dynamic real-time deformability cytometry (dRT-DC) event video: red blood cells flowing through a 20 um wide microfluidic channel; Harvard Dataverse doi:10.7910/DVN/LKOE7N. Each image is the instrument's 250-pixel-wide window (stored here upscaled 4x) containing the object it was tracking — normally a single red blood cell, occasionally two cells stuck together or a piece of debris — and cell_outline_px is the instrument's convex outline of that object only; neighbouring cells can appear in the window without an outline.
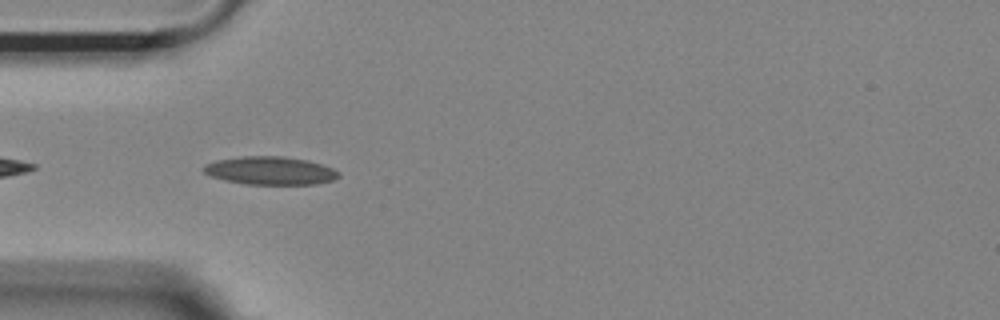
{"species": "Egyptian fruit bat (a non-hibernating species)", "species_latin": "Rousettus aegyptiacus", "temperature_condition": "room temperature", "stored_images_in_passage": 20, "camera_frame_rate_fps": 3000, "um_per_image_px": 0.085, "animal": {"sex": "female"}, "frame": {"image": 1, "passage_image": 2, "time_ms": 0.333, "image_size_px": [1000, 320], "cell_outline_px": [[340, 176], [332, 180], [316, 184], [244, 184], [224, 180], [212, 176], [204, 172], [204, 164], [216, 160], [244, 156], [284, 156], [308, 160], [332, 168], [340, 172]], "centroid_in_image_um": [22.98, 14.5], "position_along_channel_um": 62.0, "area_um2": 22.08}}
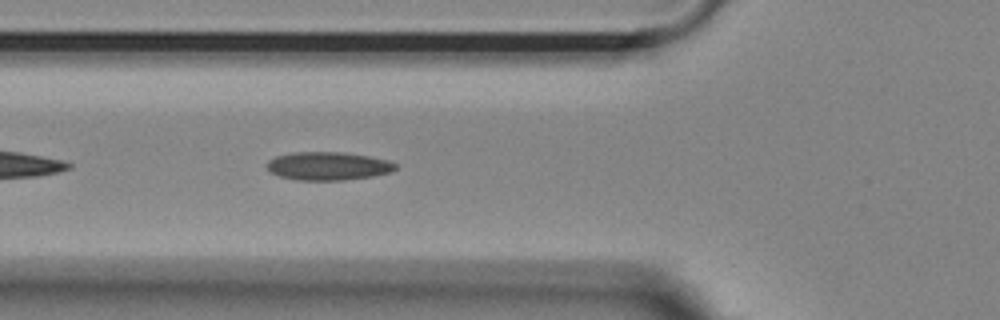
{"frame": {"image": 2, "passage_image": 5, "time_ms": 1.333, "image_size_px": [1000, 320], "cell_outline_px": [[396, 168], [392, 172], [372, 176], [344, 180], [296, 180], [280, 176], [272, 172], [268, 168], [268, 160], [276, 156], [292, 152], [344, 152], [368, 156], [388, 160], [396, 164]], "centroid_in_image_um": [27.9, 14.11], "position_along_channel_um": 97.9, "area_um2": 21.1}}
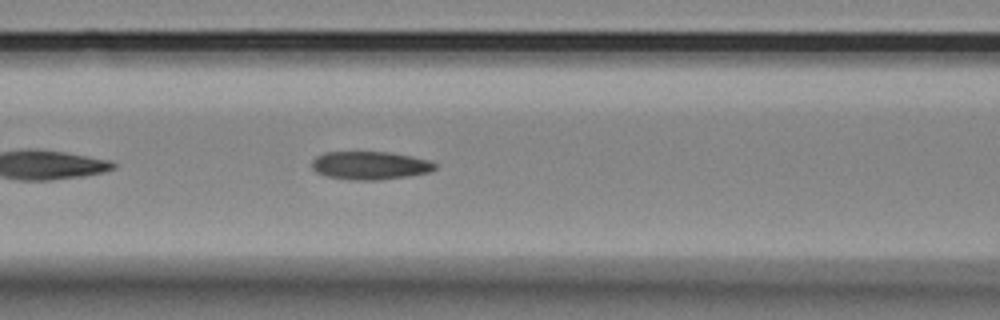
{"frame": {"image": 3, "passage_image": 8, "time_ms": 2.333, "image_size_px": [1000, 320], "cell_outline_px": [[436, 168], [428, 172], [408, 176], [376, 180], [352, 180], [328, 176], [316, 172], [312, 168], [312, 160], [316, 156], [324, 152], [392, 152], [432, 160], [436, 164]], "centroid_in_image_um": [31.46, 14.05], "position_along_channel_um": 135.1, "area_um2": 20.29}}